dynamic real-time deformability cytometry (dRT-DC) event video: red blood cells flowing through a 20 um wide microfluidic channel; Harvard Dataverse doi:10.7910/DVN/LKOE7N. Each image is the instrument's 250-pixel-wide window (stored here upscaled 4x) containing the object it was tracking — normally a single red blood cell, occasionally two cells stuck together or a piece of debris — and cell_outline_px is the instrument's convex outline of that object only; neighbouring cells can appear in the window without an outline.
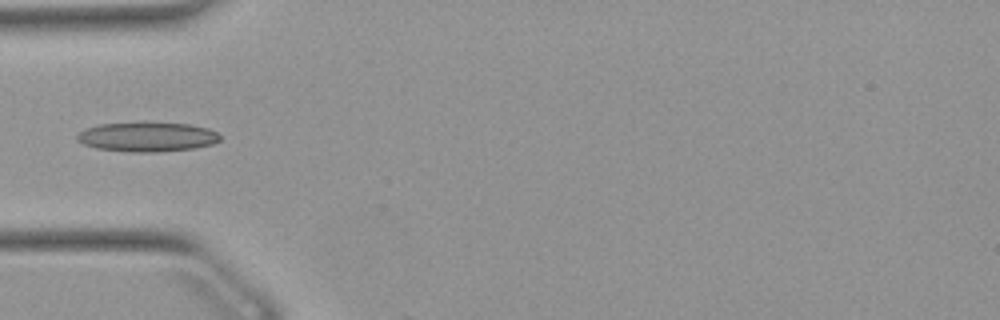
{"species": "Egyptian fruit bat (a non-hibernating species)", "species_latin": "Rousettus aegyptiacus", "temperature_condition": "warm", "stored_images_in_passage": 5, "camera_frame_rate_fps": 3000, "um_per_image_px": 0.085, "animal": {"sex": "female"}, "frame": {"image": 1, "passage_image": 4, "time_ms": 1.0, "image_size_px": [1000, 320], "cell_outline_px": [[220, 140], [212, 144], [192, 148], [156, 152], [132, 152], [96, 148], [84, 144], [76, 140], [76, 136], [84, 128], [100, 124], [140, 120], [188, 124], [208, 128], [216, 132], [220, 136]], "centroid_in_image_um": [12.47, 11.59], "position_along_channel_um": 72.5, "area_um2": 25.2}}